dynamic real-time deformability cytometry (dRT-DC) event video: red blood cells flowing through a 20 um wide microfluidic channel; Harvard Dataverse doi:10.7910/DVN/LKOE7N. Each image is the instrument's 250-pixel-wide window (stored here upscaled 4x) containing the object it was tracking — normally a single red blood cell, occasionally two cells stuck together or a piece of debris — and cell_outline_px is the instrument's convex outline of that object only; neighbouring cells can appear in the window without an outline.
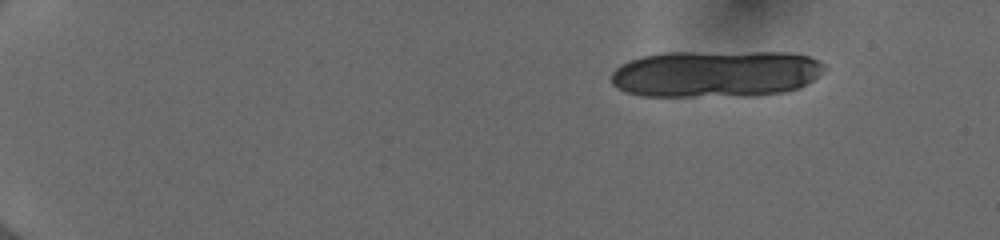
{"species": "human", "species_latin": "Homo sapiens", "temperature_condition": "cold", "stored_images_in_passage": 18, "camera_frame_rate_fps": 3000, "um_per_image_px": 0.085, "donor": {"sex": "female"}, "frame": {"image": 1, "passage_image": 1, "time_ms": 0.0, "image_size_px": [1000, 240], "cell_outline_px": [[828, 68], [820, 76], [800, 88], [784, 92], [752, 96], [640, 96], [616, 88], [612, 84], [612, 72], [620, 64], [644, 56], [664, 52], [784, 52], [808, 56], [820, 60]], "centroid_in_image_um": [60.89, 6.27], "position_along_channel_um": 24.1, "area_um2": 58.96}}
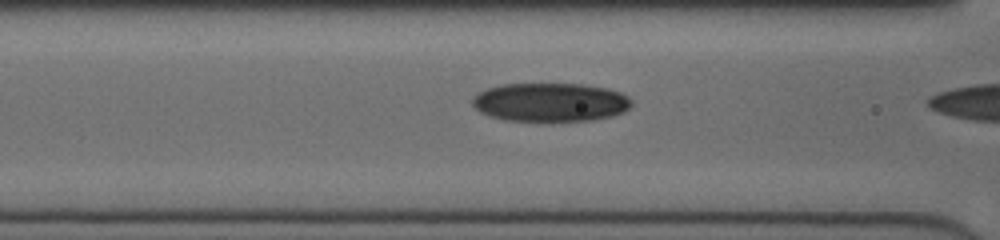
{"frame": {"image": 2, "passage_image": 17, "time_ms": 5.333, "image_size_px": [1000, 240], "cell_outline_px": [[632, 104], [624, 112], [612, 116], [592, 120], [504, 120], [488, 116], [480, 112], [472, 104], [472, 96], [488, 88], [504, 84], [580, 84], [608, 88], [620, 92], [628, 96], [632, 100]], "centroid_in_image_um": [46.79, 8.68], "position_along_channel_um": 119.8, "area_um2": 35.78}}